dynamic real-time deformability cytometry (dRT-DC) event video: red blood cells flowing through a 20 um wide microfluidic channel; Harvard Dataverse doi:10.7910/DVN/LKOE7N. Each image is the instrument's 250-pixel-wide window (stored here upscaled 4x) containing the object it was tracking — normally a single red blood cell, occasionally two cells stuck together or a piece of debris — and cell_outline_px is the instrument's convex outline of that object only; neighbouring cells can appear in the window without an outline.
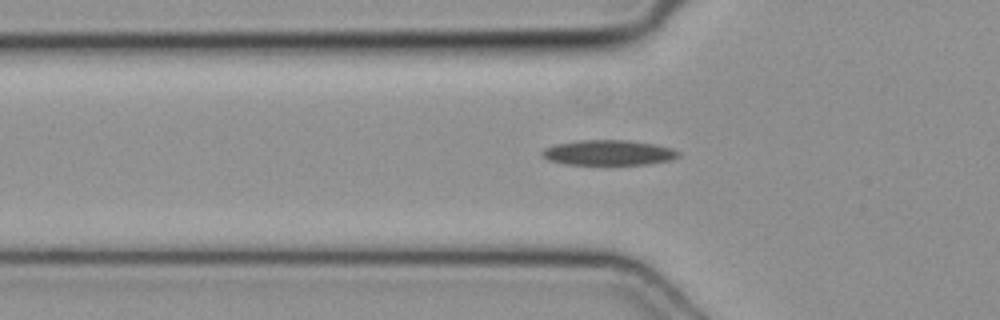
{"species": "common noctule bat (a hibernating species)", "species_latin": "Nyctalus noctula", "temperature_condition": "cold", "stored_images_in_passage": 36, "camera_frame_rate_fps": 3000, "um_per_image_px": 0.085, "animal": {"sex": "female", "body_mass_g": 19.3, "forearm_length_mm": 54.1}, "frame": {"image": 1, "passage_image": 9, "time_ms": 2.667, "image_size_px": [1000, 320], "cell_outline_px": [[680, 156], [672, 160], [648, 164], [564, 164], [548, 160], [540, 152], [544, 148], [556, 144], [580, 140], [624, 140], [652, 144], [672, 148], [680, 152]], "centroid_in_image_um": [51.73, 12.98], "position_along_channel_um": 74.1, "area_um2": 19.88}}
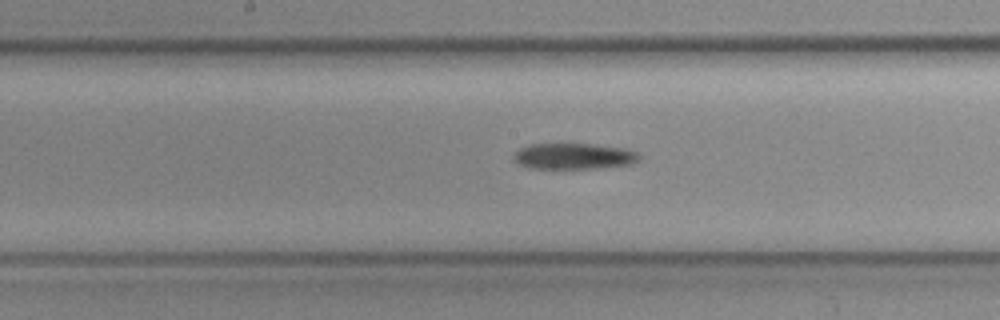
{"frame": {"image": 2, "passage_image": 18, "time_ms": 5.667, "image_size_px": [1000, 320], "cell_outline_px": [[640, 160], [632, 164], [596, 168], [528, 168], [516, 164], [512, 160], [516, 152], [520, 148], [532, 144], [592, 144], [624, 148], [636, 152], [640, 156]], "centroid_in_image_um": [48.75, 13.28], "position_along_channel_um": 199.4, "area_um2": 19.02}}
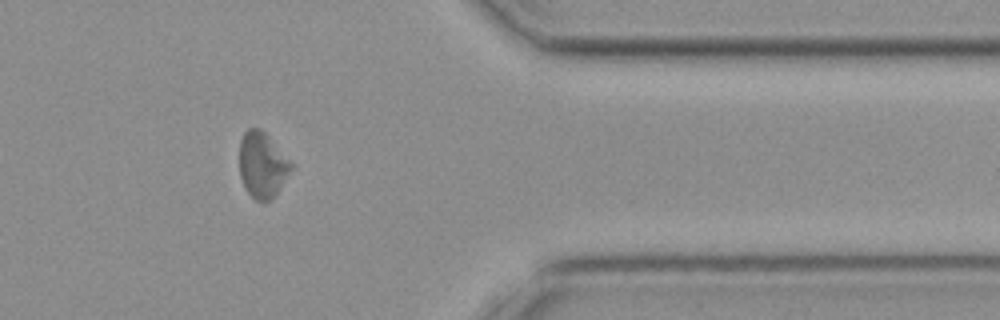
{"frame": {"image": 3, "passage_image": 33, "time_ms": 10.667, "image_size_px": [1000, 320], "cell_outline_px": [[292, 168], [276, 192], [264, 204], [256, 200], [244, 188], [240, 176], [240, 140], [244, 132], [248, 128], [260, 128], [264, 132], [292, 164]], "centroid_in_image_um": [22.25, 14.02], "position_along_channel_um": 389.2, "area_um2": 19.25}}